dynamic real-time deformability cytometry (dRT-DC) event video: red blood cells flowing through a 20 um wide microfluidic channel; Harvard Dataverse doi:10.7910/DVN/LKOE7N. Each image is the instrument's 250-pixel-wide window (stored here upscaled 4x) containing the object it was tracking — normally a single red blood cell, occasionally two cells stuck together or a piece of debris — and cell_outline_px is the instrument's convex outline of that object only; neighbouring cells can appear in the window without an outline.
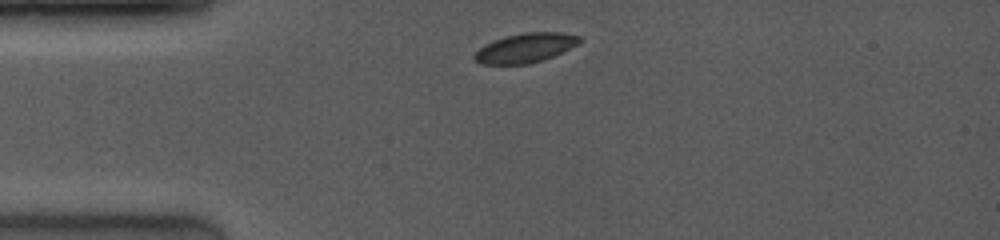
{"species": "common noctule bat (a hibernating species)", "species_latin": "Nyctalus noctula", "temperature_condition": "room temperature", "stored_images_in_passage": 4, "camera_frame_rate_fps": 4000, "um_per_image_px": 0.085, "animal": {"sex": "female", "body_mass_g": 19.0, "forearm_length_mm": 53.3}, "frame": {"image": 1, "passage_image": 1, "time_ms": 0.0, "image_size_px": [1000, 240], "cell_outline_px": [[584, 40], [544, 60], [528, 64], [480, 64], [472, 56], [484, 44], [504, 36], [524, 32], [560, 32], [580, 36]], "centroid_in_image_um": [44.63, 4.06], "position_along_channel_um": 40.4, "area_um2": 17.92}}